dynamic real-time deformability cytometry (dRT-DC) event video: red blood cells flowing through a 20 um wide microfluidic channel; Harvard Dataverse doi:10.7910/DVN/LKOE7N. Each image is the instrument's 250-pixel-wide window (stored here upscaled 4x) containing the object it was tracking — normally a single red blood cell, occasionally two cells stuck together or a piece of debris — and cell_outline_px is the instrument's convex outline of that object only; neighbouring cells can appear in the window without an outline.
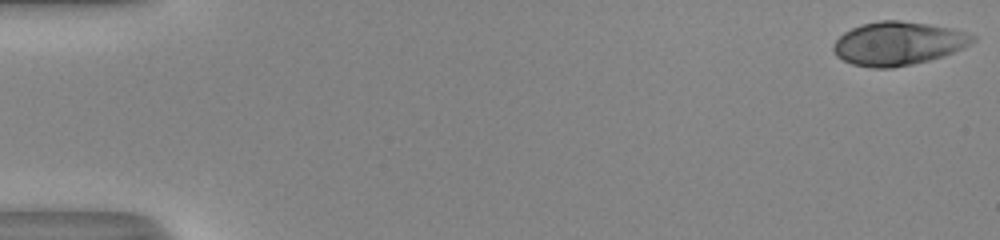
{"species": "human", "species_latin": "Homo sapiens", "temperature_condition": "room temperature", "stored_images_in_passage": 46, "camera_frame_rate_fps": 3000, "um_per_image_px": 0.085, "donor": {"sex": "male"}, "frame": {"image": 1, "passage_image": 1, "time_ms": 0.0, "image_size_px": [1000, 240], "cell_outline_px": [[976, 40], [944, 56], [912, 64], [892, 68], [872, 68], [852, 64], [836, 56], [832, 48], [832, 44], [844, 32], [852, 28], [864, 24], [880, 20], [900, 20], [928, 24], [948, 28], [964, 32], [976, 36]], "centroid_in_image_um": [76.29, 3.7], "position_along_channel_um": 8.7, "area_um2": 34.97}}
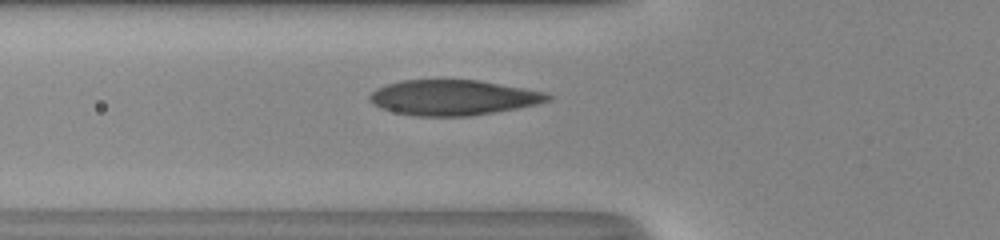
{"frame": {"image": 2, "passage_image": 20, "time_ms": 6.333, "image_size_px": [1000, 240], "cell_outline_px": [[552, 100], [536, 104], [516, 108], [468, 116], [416, 116], [396, 112], [372, 104], [368, 96], [376, 88], [384, 84], [400, 80], [480, 80], [548, 92], [552, 96]], "centroid_in_image_um": [38.53, 8.28], "position_along_channel_um": 87.3, "area_um2": 36.65}}
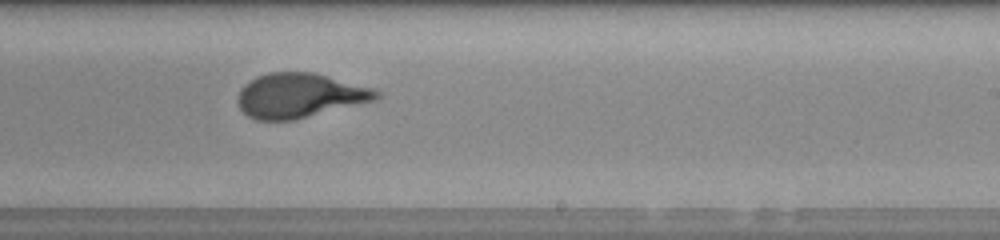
{"frame": {"image": 3, "passage_image": 33, "time_ms": 10.667, "image_size_px": [1000, 240], "cell_outline_px": [[380, 96], [376, 100], [296, 120], [256, 120], [248, 116], [236, 104], [236, 96], [240, 88], [244, 84], [256, 76], [268, 72], [312, 72], [372, 88], [380, 92]], "centroid_in_image_um": [25.42, 8.13], "position_along_channel_um": 263.6, "area_um2": 36.18}, "authors_computed_cell_mechanics": {"area_um2": 35.4892, "velocity_mm_per_s": 4.0654, "shape_relaxation_time_tau1_ms": 5.4958, "shape_relaxation_time_tau2_ms": 0.5564, "deformation_change_tau1": 0.2298, "deformation_change_tau2": 0.0701}}